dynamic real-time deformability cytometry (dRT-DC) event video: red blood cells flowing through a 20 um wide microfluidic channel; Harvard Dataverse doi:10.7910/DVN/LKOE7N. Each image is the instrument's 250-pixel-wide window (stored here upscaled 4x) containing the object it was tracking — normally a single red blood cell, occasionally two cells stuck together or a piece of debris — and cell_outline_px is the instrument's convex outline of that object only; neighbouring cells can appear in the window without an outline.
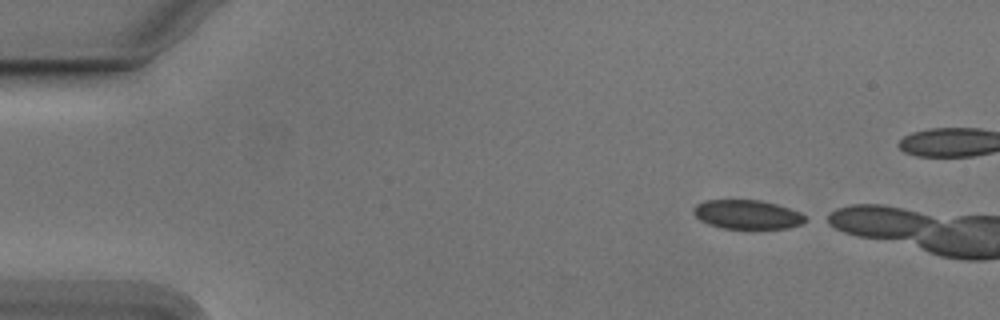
{"species": "Egyptian fruit bat (a non-hibernating species)", "species_latin": "Rousettus aegyptiacus", "temperature_condition": "cold", "stored_images_in_passage": 6, "camera_frame_rate_fps": 3000, "um_per_image_px": 0.085, "animal": {"sex": "male"}, "frame": {"image": 1, "passage_image": 1, "time_ms": 0.0, "image_size_px": [1000, 320], "cell_outline_px": [[804, 220], [800, 224], [788, 228], [724, 228], [708, 224], [700, 220], [692, 212], [692, 208], [696, 204], [704, 200], [760, 200], [776, 204], [800, 212], [804, 216]], "centroid_in_image_um": [63.45, 18.22], "position_along_channel_um": 21.5, "area_um2": 18.73}}